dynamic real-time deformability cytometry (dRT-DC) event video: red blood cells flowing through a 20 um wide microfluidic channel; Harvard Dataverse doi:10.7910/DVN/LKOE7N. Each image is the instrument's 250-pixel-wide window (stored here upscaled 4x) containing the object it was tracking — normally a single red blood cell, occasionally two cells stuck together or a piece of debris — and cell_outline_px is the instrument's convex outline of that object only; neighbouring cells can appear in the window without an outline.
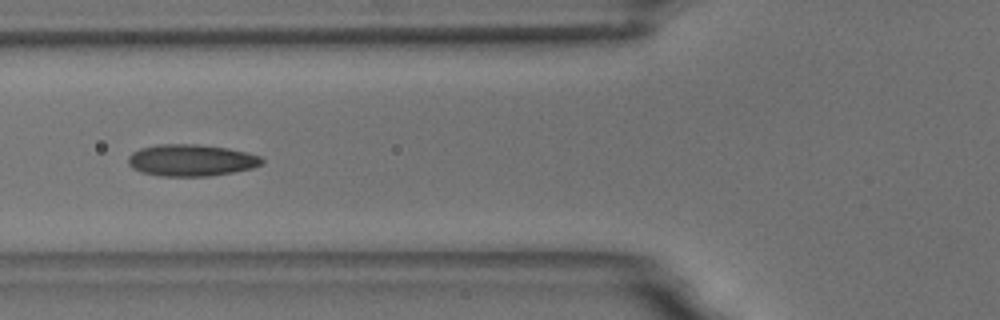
{"species": "common noctule bat (a hibernating species)", "species_latin": "Nyctalus noctula", "temperature_condition": "room temperature", "stored_images_in_passage": 23, "camera_frame_rate_fps": 3000, "um_per_image_px": 0.085, "animal": {"sex": "male", "body_mass_g": 18.8}, "frame": {"image": 1, "passage_image": 4, "time_ms": 1.0, "image_size_px": [1000, 320], "cell_outline_px": [[264, 160], [260, 164], [252, 168], [232, 172], [208, 176], [160, 176], [144, 172], [132, 168], [128, 164], [128, 156], [132, 152], [140, 148], [156, 144], [196, 144], [228, 148], [260, 156]], "centroid_in_image_um": [16.21, 13.61], "position_along_channel_um": 109.6, "area_um2": 24.62}}
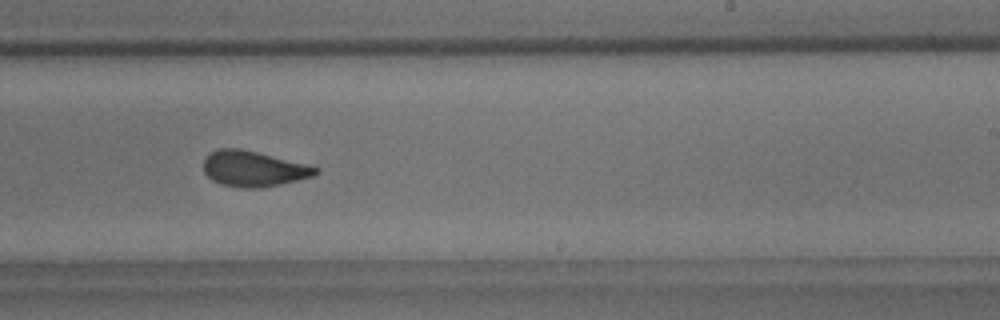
{"frame": {"image": 2, "passage_image": 17, "time_ms": 5.333, "image_size_px": [1000, 320], "cell_outline_px": [[320, 172], [312, 176], [280, 184], [260, 188], [244, 188], [224, 184], [212, 180], [204, 172], [204, 160], [212, 152], [220, 148], [240, 148], [320, 168]], "centroid_in_image_um": [21.54, 14.35], "position_along_channel_um": 267.5, "area_um2": 22.72}}